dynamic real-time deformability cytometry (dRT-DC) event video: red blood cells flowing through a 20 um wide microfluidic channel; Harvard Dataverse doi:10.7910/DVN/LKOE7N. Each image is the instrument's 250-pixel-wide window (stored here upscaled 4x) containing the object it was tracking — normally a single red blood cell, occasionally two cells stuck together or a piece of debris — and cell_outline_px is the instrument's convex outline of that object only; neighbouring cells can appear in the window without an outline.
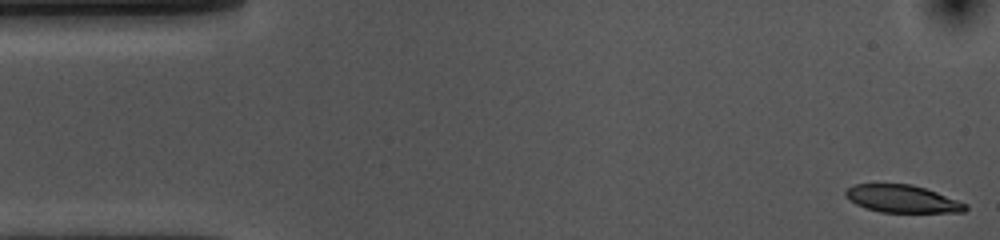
{"species": "common noctule bat (a hibernating species)", "species_latin": "Nyctalus noctula", "temperature_condition": "cold", "stored_images_in_passage": 54, "camera_frame_rate_fps": 3000, "um_per_image_px": 0.085, "animal": {"sex": "female", "body_mass_g": 10.0, "forearm_length_mm": 53.1}, "frame": {"image": 1, "passage_image": 1, "time_ms": 0.0, "image_size_px": [1000, 240], "cell_outline_px": [[968, 208], [964, 212], [880, 212], [864, 208], [856, 204], [844, 196], [844, 192], [852, 184], [912, 184], [936, 192], [968, 204]], "centroid_in_image_um": [76.67, 16.9], "position_along_channel_um": 8.3, "area_um2": 19.25}}
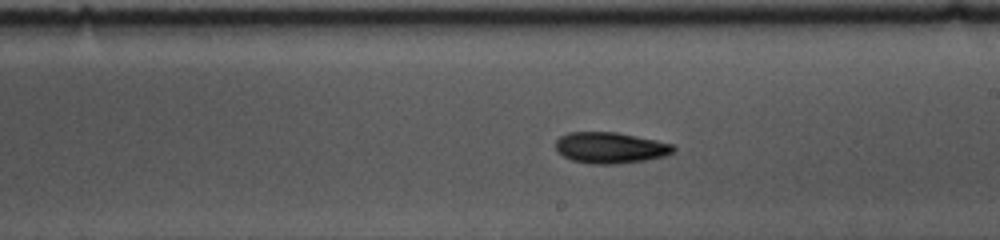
{"frame": {"image": 2, "passage_image": 29, "time_ms": 9.333, "image_size_px": [1000, 240], "cell_outline_px": [[676, 148], [672, 152], [664, 156], [644, 160], [616, 164], [592, 164], [572, 160], [556, 152], [556, 140], [560, 136], [568, 132], [616, 132], [656, 140], [672, 144]], "centroid_in_image_um": [51.84, 12.55], "position_along_channel_um": 237.2, "area_um2": 21.27}}
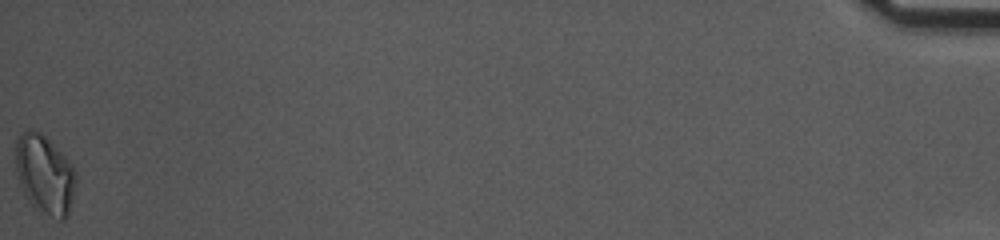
{"frame": {"image": 3, "passage_image": 54, "time_ms": 17.667, "image_size_px": [1000, 240], "cell_outline_px": [[76, 184], [72, 200], [68, 212], [64, 220], [60, 220], [36, 208], [28, 200], [20, 184], [16, 172], [16, 140], [20, 132], [28, 128], [32, 128], [40, 132], [72, 164], [76, 172]], "centroid_in_image_um": [3.79, 14.79], "position_along_channel_um": 431.4, "area_um2": 27.51}, "authors_computed_cell_mechanics": {"area_um2": 20.8947, "velocity_mm_per_s": 3.6026, "shape_relaxation_time_tau1_ms": 3.8592, "shape_relaxation_time_tau2_ms": null, "deformation_change_tau1": 0.1391, "deformation_change_tau2": null}}